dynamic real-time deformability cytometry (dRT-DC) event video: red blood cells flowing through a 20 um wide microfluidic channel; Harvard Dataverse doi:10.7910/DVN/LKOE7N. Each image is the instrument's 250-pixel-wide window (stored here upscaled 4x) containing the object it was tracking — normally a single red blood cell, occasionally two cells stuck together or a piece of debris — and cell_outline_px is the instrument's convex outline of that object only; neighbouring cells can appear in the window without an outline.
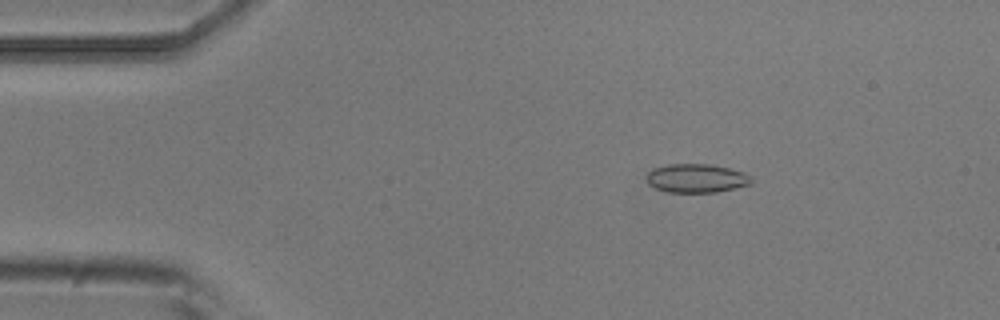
{"species": "common noctule bat (a hibernating species)", "species_latin": "Nyctalus noctula", "temperature_condition": "room temperature", "stored_images_in_passage": 7, "camera_frame_rate_fps": 3000, "um_per_image_px": 0.085, "animal": {"sex": "male", "body_mass_g": 20.5, "forearm_length_mm": 52.5}, "frame": {"image": 1, "passage_image": 3, "time_ms": 0.667, "image_size_px": [1000, 320], "cell_outline_px": [[752, 184], [716, 192], [668, 192], [656, 188], [648, 184], [644, 180], [644, 176], [652, 168], [668, 164], [708, 164], [728, 168], [744, 172], [752, 176]], "centroid_in_image_um": [59.16, 15.15], "position_along_channel_um": 25.8, "area_um2": 17.74}}
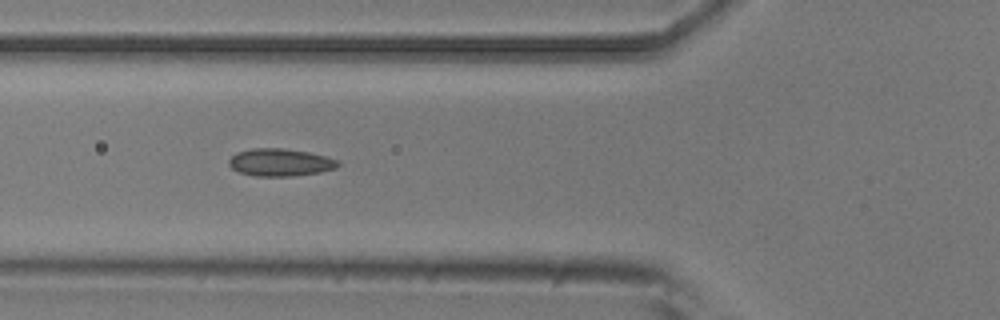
{"frame": {"image": 2, "passage_image": 6, "time_ms": 1.667, "image_size_px": [1000, 320], "cell_outline_px": [[340, 164], [336, 168], [320, 172], [292, 176], [256, 176], [240, 172], [232, 168], [228, 164], [228, 160], [236, 152], [252, 148], [284, 148], [308, 152], [340, 160]], "centroid_in_image_um": [23.82, 13.79], "position_along_channel_um": 102.0, "area_um2": 17.51}}
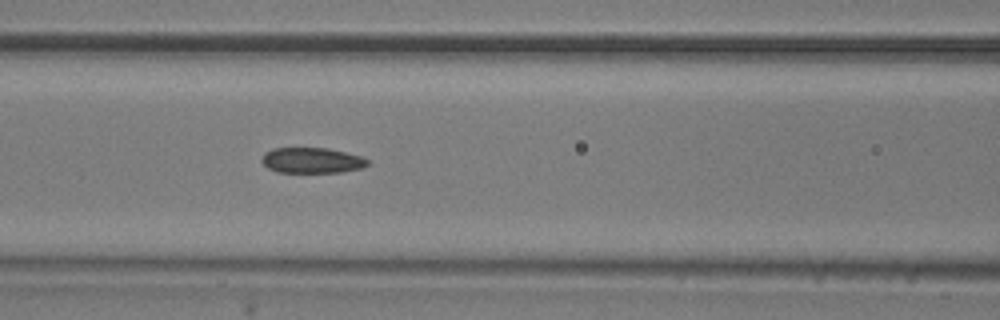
{"frame": {"image": 3, "passage_image": 7, "time_ms": 2.0, "image_size_px": [1000, 320], "cell_outline_px": [[368, 164], [360, 168], [340, 172], [276, 172], [268, 168], [260, 160], [264, 152], [272, 148], [328, 148], [360, 156], [368, 160]], "centroid_in_image_um": [26.45, 13.63], "position_along_channel_um": 140.2, "area_um2": 15.66}}